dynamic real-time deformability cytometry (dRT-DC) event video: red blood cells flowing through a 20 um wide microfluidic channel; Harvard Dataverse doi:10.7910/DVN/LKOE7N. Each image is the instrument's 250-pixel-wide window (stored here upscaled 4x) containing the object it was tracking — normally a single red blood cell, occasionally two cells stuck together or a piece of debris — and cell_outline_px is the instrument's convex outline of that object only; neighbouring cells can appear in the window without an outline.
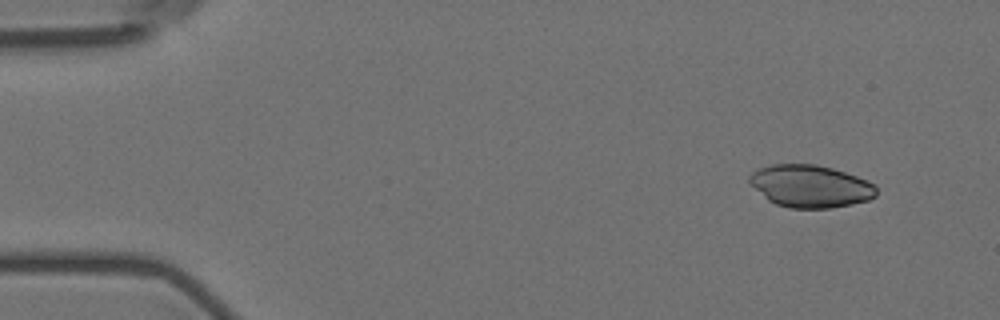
{"species": "Egyptian fruit bat (a non-hibernating species)", "species_latin": "Rousettus aegyptiacus", "temperature_condition": "room temperature", "stored_images_in_passage": 5, "camera_frame_rate_fps": 3000, "um_per_image_px": 0.085, "animal": {"sex": "female"}, "frame": {"image": 1, "passage_image": 1, "time_ms": 0.0, "image_size_px": [1000, 320], "cell_outline_px": [[876, 196], [868, 200], [852, 204], [828, 208], [788, 208], [776, 204], [768, 200], [748, 180], [748, 176], [752, 172], [760, 168], [772, 164], [816, 164], [832, 168], [868, 180], [876, 184]], "centroid_in_image_um": [68.9, 15.82], "position_along_channel_um": 16.1, "area_um2": 31.27}}
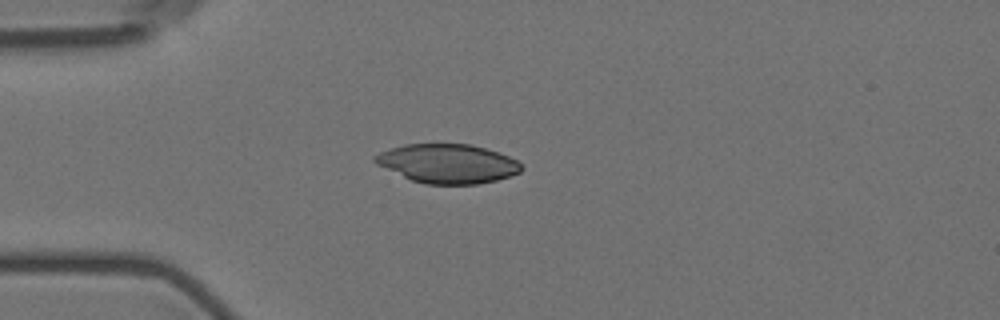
{"frame": {"image": 2, "passage_image": 4, "time_ms": 3.333, "image_size_px": [1000, 320], "cell_outline_px": [[524, 168], [520, 172], [496, 180], [476, 184], [424, 184], [412, 180], [376, 164], [372, 160], [372, 156], [380, 152], [404, 144], [472, 144], [508, 156], [516, 160]], "centroid_in_image_um": [38.03, 13.9], "position_along_channel_um": 47.0, "area_um2": 33.12}}